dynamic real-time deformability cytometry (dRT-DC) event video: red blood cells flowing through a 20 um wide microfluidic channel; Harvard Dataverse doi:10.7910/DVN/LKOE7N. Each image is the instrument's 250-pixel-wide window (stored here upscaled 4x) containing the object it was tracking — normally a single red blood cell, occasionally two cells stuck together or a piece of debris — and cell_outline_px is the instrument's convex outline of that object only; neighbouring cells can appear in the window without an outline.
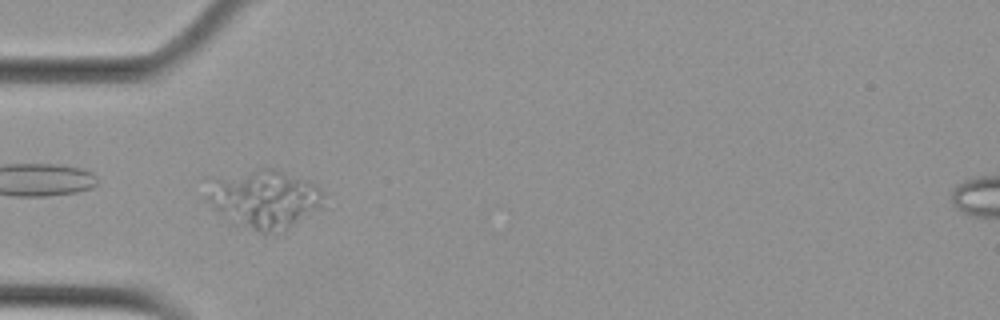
{"species": "Egyptian fruit bat (a non-hibernating species)", "species_latin": "Rousettus aegyptiacus", "temperature_condition": "cold", "stored_images_in_passage": 5, "camera_frame_rate_fps": 3000, "um_per_image_px": 0.085, "animal": {"sex": "female"}, "frame": {"image": 1, "passage_image": 4, "time_ms": 1.0, "image_size_px": [1000, 320], "cell_outline_px": [[332, 208], [288, 228], [264, 236], [232, 224], [204, 196], [216, 180], [260, 168], [272, 168], [308, 180], [316, 184]], "centroid_in_image_um": [22.67, 17.01], "position_along_channel_um": 62.3, "area_um2": 40.58}}